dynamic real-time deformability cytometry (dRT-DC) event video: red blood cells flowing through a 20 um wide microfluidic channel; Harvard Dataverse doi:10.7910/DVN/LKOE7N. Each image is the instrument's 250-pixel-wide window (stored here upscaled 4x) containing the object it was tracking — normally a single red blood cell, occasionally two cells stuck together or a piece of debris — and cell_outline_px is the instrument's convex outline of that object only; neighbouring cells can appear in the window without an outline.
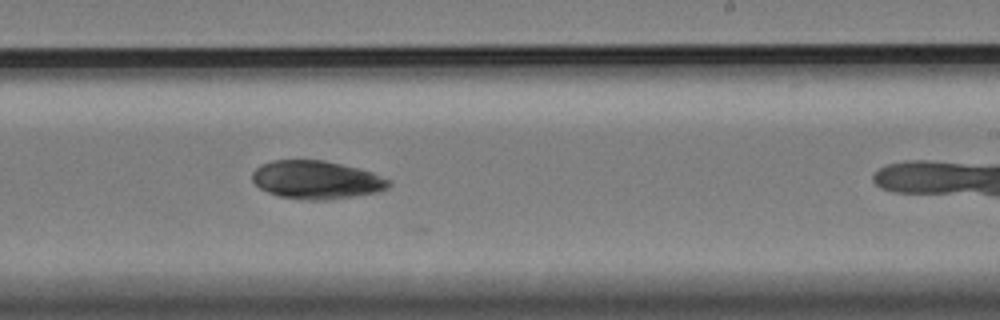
{"species": "Egyptian fruit bat (a non-hibernating species)", "species_latin": "Rousettus aegyptiacus", "temperature_condition": "cold", "stored_images_in_passage": 19, "camera_frame_rate_fps": 3000, "um_per_image_px": 0.085, "animal": {"sex": "female"}, "frame": {"image": 1, "passage_image": 18, "time_ms": 5.667, "image_size_px": [1000, 320], "cell_outline_px": [[392, 184], [388, 188], [376, 192], [328, 200], [304, 200], [280, 196], [268, 192], [260, 188], [252, 180], [252, 172], [260, 164], [272, 160], [324, 160], [372, 172], [388, 180]], "centroid_in_image_um": [26.86, 15.28], "position_along_channel_um": 262.1, "area_um2": 30.23}}